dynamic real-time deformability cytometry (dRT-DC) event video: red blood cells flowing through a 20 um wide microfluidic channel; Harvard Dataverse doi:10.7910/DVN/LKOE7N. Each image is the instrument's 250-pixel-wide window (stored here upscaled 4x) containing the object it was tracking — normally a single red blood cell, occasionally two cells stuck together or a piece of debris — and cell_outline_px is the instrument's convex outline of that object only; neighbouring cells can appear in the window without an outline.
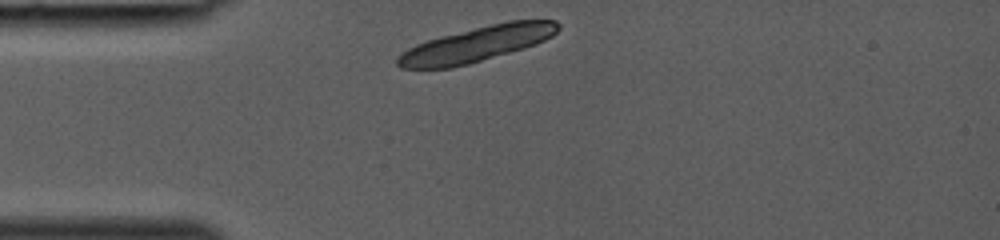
{"species": "common noctule bat (a hibernating species)", "species_latin": "Nyctalus noctula", "temperature_condition": "room temperature", "stored_images_in_passage": 26, "camera_frame_rate_fps": 3000, "um_per_image_px": 0.085, "animal": {"sex": "female", "body_mass_g": 19.0, "forearm_length_mm": 53.3}, "frame": {"image": 1, "passage_image": 1, "time_ms": 0.0, "image_size_px": [1000, 240], "cell_outline_px": [[560, 28], [552, 36], [536, 44], [524, 48], [468, 64], [452, 68], [400, 68], [396, 64], [396, 60], [408, 48], [416, 44], [440, 36], [508, 20], [556, 20], [560, 24]], "centroid_in_image_um": [40.55, 3.74], "position_along_channel_um": 44.4, "area_um2": 32.6}}
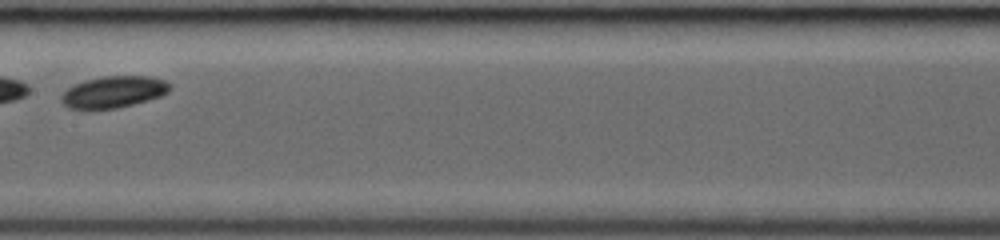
{"frame": {"image": 2, "passage_image": 12, "time_ms": 3.667, "image_size_px": [1000, 240], "cell_outline_px": [[168, 92], [160, 96], [132, 104], [116, 108], [88, 112], [68, 108], [60, 100], [60, 96], [68, 88], [84, 80], [104, 76], [148, 76], [164, 80], [168, 84]], "centroid_in_image_um": [9.55, 7.85], "position_along_channel_um": 197.8, "area_um2": 20.23}}
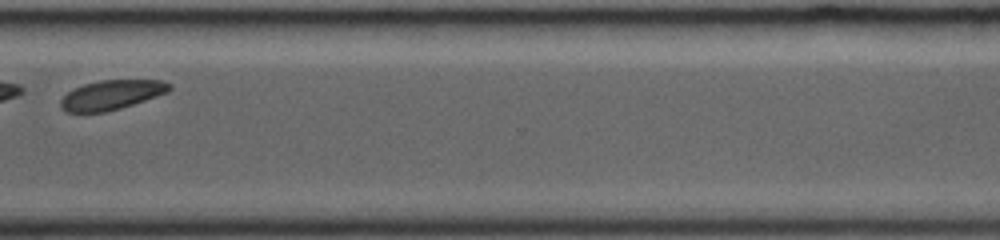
{"frame": {"image": 3, "passage_image": 22, "time_ms": 7.0, "image_size_px": [1000, 240], "cell_outline_px": [[172, 88], [168, 92], [120, 108], [104, 112], [68, 112], [60, 108], [60, 100], [68, 92], [84, 84], [100, 80], [164, 80], [172, 84]], "centroid_in_image_um": [9.49, 8.05], "position_along_channel_um": 361.1, "area_um2": 18.55}}